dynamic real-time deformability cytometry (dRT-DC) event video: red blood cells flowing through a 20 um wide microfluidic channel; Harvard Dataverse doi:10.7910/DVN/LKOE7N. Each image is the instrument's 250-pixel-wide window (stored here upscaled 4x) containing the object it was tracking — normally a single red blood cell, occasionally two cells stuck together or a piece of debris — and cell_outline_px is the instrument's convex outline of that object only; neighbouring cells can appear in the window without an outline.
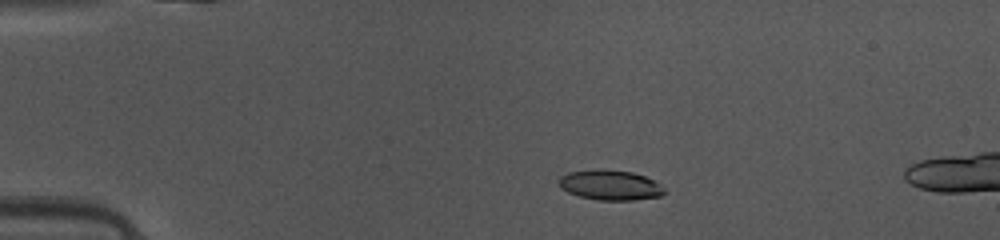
{"species": "common noctule bat (a hibernating species)", "species_latin": "Nyctalus noctula", "temperature_condition": "warm", "stored_images_in_passage": 5, "camera_frame_rate_fps": 3000, "um_per_image_px": 0.085, "animal": {"sex": "female", "body_mass_g": 10.0, "forearm_length_mm": 53.1}, "frame": {"image": 1, "passage_image": 1, "time_ms": 0.0, "image_size_px": [1000, 240], "cell_outline_px": [[668, 192], [660, 196], [632, 200], [596, 200], [580, 196], [568, 192], [560, 188], [560, 176], [568, 172], [632, 172], [644, 176], [660, 184]], "centroid_in_image_um": [51.92, 15.79], "position_along_channel_um": 33.1, "area_um2": 17.63}}